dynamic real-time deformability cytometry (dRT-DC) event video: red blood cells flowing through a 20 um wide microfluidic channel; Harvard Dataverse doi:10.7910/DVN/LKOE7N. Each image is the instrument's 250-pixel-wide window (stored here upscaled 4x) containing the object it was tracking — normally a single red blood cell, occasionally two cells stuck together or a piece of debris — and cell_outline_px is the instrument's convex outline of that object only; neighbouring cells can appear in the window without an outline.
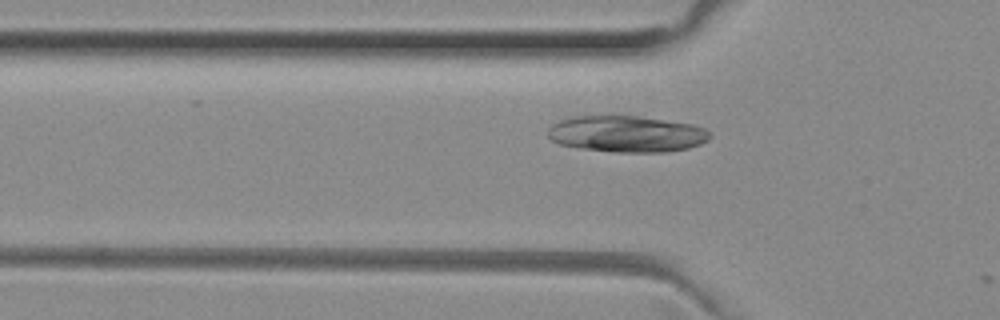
{"species": "common noctule bat (a hibernating species)", "species_latin": "Nyctalus noctula", "temperature_condition": "room temperature", "stored_images_in_passage": 18, "camera_frame_rate_fps": 3000, "um_per_image_px": 0.085, "animal": {"sex": "female", "body_mass_g": 29.2, "forearm_length_mm": 56.3}, "frame": {"image": 1, "passage_image": 17, "time_ms": 5.333, "image_size_px": [1000, 320], "cell_outline_px": [[712, 136], [708, 140], [700, 144], [688, 148], [664, 152], [612, 152], [580, 148], [560, 144], [552, 140], [548, 136], [548, 128], [552, 124], [560, 120], [572, 116], [636, 116], [692, 124], [704, 128]], "centroid_in_image_um": [53.25, 11.39], "position_along_channel_um": 72.6, "area_um2": 34.28}}